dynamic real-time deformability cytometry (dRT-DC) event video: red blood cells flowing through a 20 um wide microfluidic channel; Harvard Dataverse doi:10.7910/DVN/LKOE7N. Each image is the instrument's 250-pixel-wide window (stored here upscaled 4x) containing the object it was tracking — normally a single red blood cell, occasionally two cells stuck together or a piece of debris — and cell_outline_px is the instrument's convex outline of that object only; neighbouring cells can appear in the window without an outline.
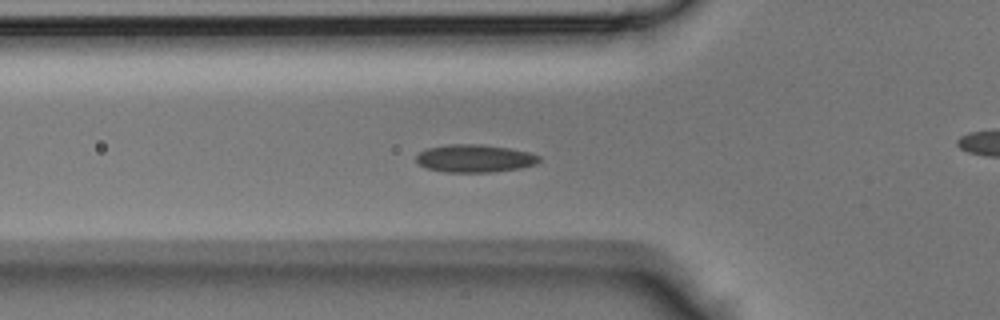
{"species": "Egyptian fruit bat (a non-hibernating species)", "species_latin": "Rousettus aegyptiacus", "temperature_condition": "room temperature", "stored_images_in_passage": 43, "camera_frame_rate_fps": 3000, "um_per_image_px": 0.085, "animal": {"sex": "male"}, "frame": {"image": 1, "passage_image": 14, "time_ms": 4.333, "image_size_px": [1000, 320], "cell_outline_px": [[540, 160], [536, 164], [520, 168], [492, 172], [444, 172], [428, 168], [420, 164], [416, 160], [416, 156], [420, 152], [428, 148], [448, 144], [484, 144], [508, 148], [528, 152], [540, 156]], "centroid_in_image_um": [40.36, 13.46], "position_along_channel_um": 85.4, "area_um2": 19.83}}
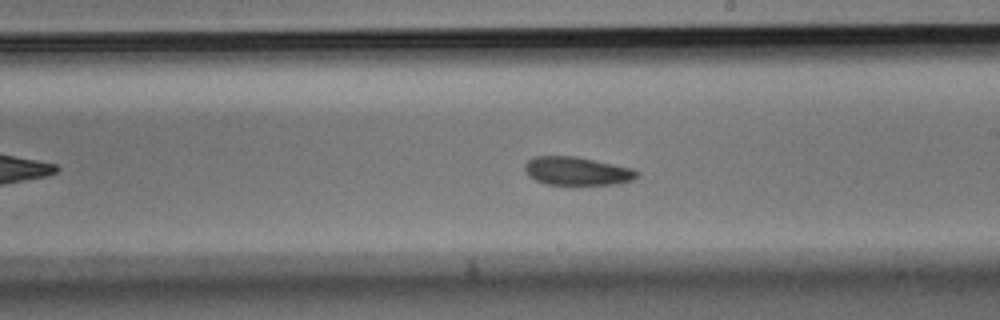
{"frame": {"image": 2, "passage_image": 24, "time_ms": 7.667, "image_size_px": [1000, 320], "cell_outline_px": [[640, 176], [632, 180], [616, 184], [548, 184], [536, 180], [528, 176], [524, 168], [524, 164], [532, 156], [576, 156], [632, 168], [640, 172]], "centroid_in_image_um": [49.05, 14.53], "position_along_channel_um": 240.0, "area_um2": 18.55}}
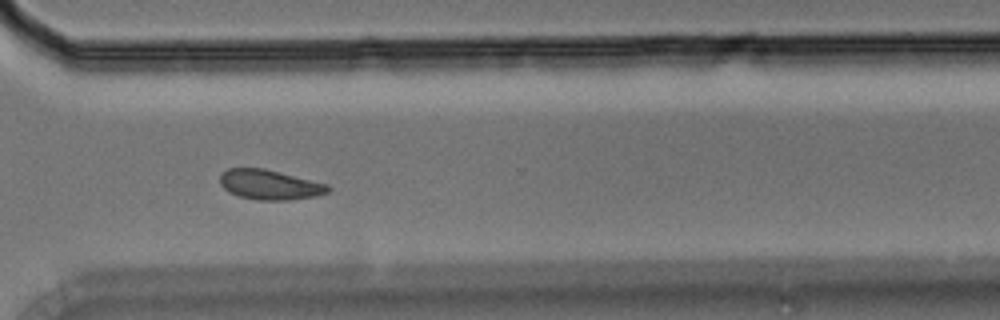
{"frame": {"image": 3, "passage_image": 31, "time_ms": 10.0, "image_size_px": [1000, 320], "cell_outline_px": [[332, 188], [328, 192], [316, 196], [288, 200], [260, 200], [240, 196], [228, 192], [220, 184], [220, 176], [228, 168], [264, 168], [328, 184]], "centroid_in_image_um": [22.94, 15.7], "position_along_channel_um": 347.7, "area_um2": 18.73}}